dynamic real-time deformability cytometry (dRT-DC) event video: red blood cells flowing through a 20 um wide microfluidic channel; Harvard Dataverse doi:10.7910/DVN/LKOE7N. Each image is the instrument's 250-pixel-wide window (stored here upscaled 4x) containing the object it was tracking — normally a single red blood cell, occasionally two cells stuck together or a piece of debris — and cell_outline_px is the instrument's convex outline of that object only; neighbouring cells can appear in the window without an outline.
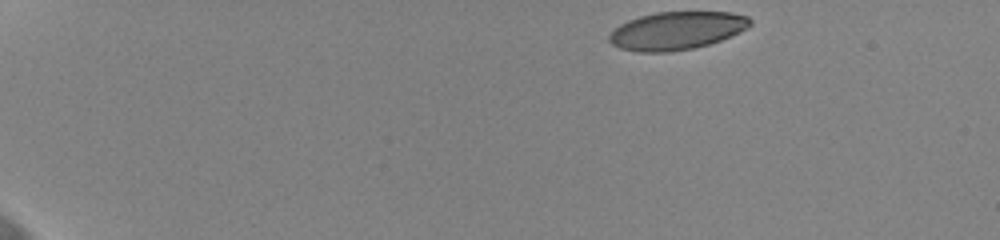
{"species": "human", "species_latin": "Homo sapiens", "temperature_condition": "cold", "stored_images_in_passage": 43, "camera_frame_rate_fps": 3000, "um_per_image_px": 0.085, "donor": {"sex": "female"}, "frame": {"image": 1, "passage_image": 1, "time_ms": 0.0, "image_size_px": [1000, 240], "cell_outline_px": [[752, 24], [748, 28], [740, 32], [720, 40], [708, 44], [692, 48], [668, 52], [640, 52], [620, 48], [612, 44], [608, 40], [608, 36], [620, 24], [628, 20], [640, 16], [656, 12], [732, 12], [748, 16], [752, 20]], "centroid_in_image_um": [57.53, 2.6], "position_along_channel_um": 27.5, "area_um2": 31.15}}
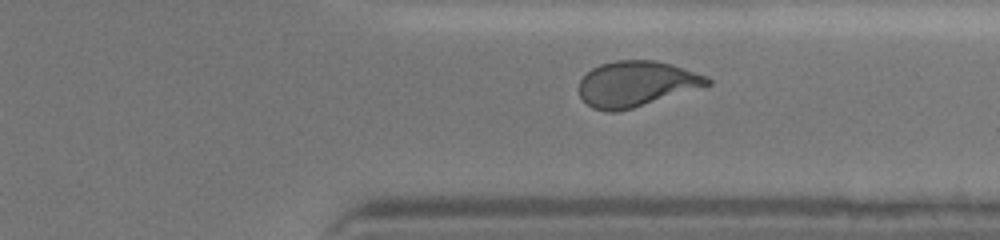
{"frame": {"image": 2, "passage_image": 38, "time_ms": 12.333, "image_size_px": [1000, 240], "cell_outline_px": [[712, 84], [632, 108], [616, 112], [608, 112], [592, 108], [580, 96], [576, 88], [580, 80], [592, 68], [600, 64], [616, 60], [656, 60], [672, 64], [708, 76], [712, 80]], "centroid_in_image_um": [54.06, 7.12], "position_along_channel_um": 357.3, "area_um2": 34.1}}
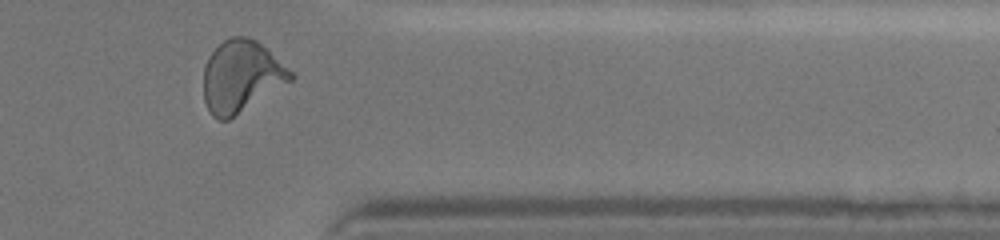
{"frame": {"image": 3, "passage_image": 41, "time_ms": 13.333, "image_size_px": [1000, 240], "cell_outline_px": [[296, 76], [292, 80], [228, 120], [220, 120], [212, 116], [204, 100], [204, 68], [208, 56], [224, 40], [232, 36], [248, 36], [256, 40], [268, 48]], "centroid_in_image_um": [20.51, 6.47], "position_along_channel_um": 390.9, "area_um2": 36.24}, "authors_computed_cell_mechanics": {"area_um2": 34.2754, "velocity_mm_per_s": 3.6411, "shape_relaxation_time_tau1_ms": 5.9796, "shape_relaxation_time_tau2_ms": 1.1394, "deformation_change_tau1": 0.1938, "deformation_change_tau2": 0.0774}}